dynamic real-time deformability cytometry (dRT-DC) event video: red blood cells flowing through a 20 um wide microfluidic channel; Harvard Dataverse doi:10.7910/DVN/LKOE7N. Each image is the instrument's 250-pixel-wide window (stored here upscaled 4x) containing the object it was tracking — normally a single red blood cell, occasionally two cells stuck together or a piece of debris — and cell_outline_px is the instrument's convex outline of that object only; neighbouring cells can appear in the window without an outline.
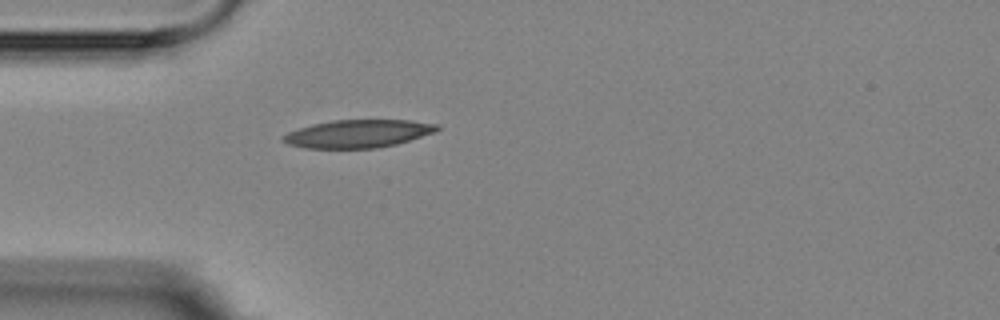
{"species": "Egyptian fruit bat (a non-hibernating species)", "species_latin": "Rousettus aegyptiacus", "temperature_condition": "room temperature", "stored_images_in_passage": 1, "camera_frame_rate_fps": 3000, "um_per_image_px": 0.085, "animal": {"sex": "female"}, "frame": {"image": 1, "passage_image": 1, "time_ms": 0.0, "image_size_px": [1000, 320], "cell_outline_px": [[440, 128], [436, 132], [396, 144], [376, 148], [304, 148], [288, 144], [280, 140], [280, 136], [288, 132], [312, 124], [332, 120], [412, 120], [440, 124]], "centroid_in_image_um": [30.43, 11.36], "position_along_channel_um": 54.6, "area_um2": 25.2}}